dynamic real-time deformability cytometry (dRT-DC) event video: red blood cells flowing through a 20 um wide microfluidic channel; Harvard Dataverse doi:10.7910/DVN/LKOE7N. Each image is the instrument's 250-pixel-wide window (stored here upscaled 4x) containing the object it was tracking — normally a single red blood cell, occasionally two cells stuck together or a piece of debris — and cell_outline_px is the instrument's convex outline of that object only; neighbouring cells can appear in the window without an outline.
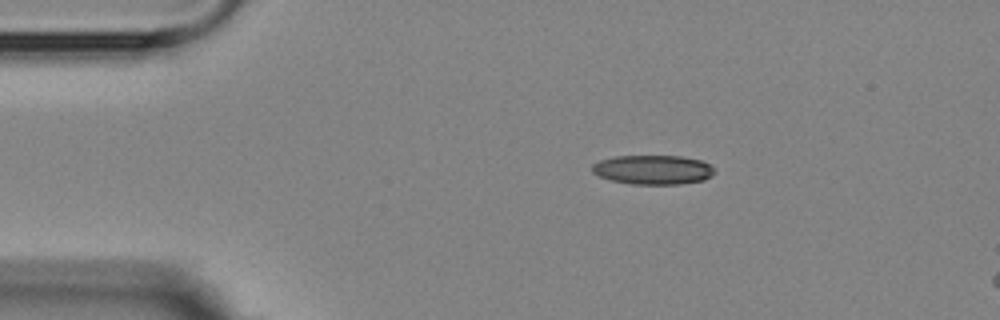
{"species": "Egyptian fruit bat (a non-hibernating species)", "species_latin": "Rousettus aegyptiacus", "temperature_condition": "room temperature", "stored_images_in_passage": 3, "camera_frame_rate_fps": 3000, "um_per_image_px": 0.085, "animal": {"sex": "female"}, "frame": {"image": 1, "passage_image": 1, "time_ms": 0.0, "image_size_px": [1000, 320], "cell_outline_px": [[716, 172], [712, 176], [704, 180], [680, 184], [632, 184], [612, 180], [600, 176], [592, 172], [592, 164], [600, 160], [616, 156], [680, 156], [700, 160], [708, 164]], "centroid_in_image_um": [55.51, 14.43], "position_along_channel_um": 29.5, "area_um2": 20.81}}